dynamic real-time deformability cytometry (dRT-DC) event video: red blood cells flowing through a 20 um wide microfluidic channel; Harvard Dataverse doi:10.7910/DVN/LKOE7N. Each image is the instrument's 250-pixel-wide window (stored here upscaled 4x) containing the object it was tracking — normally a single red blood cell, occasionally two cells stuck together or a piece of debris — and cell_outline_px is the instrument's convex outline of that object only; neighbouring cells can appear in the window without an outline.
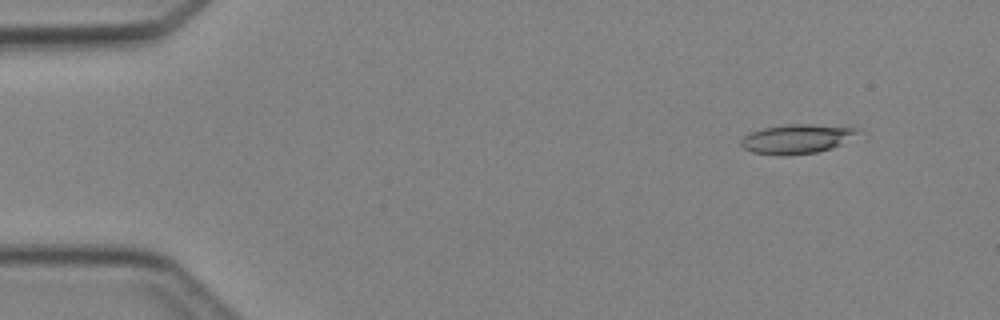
{"species": "Egyptian fruit bat (a non-hibernating species)", "species_latin": "Rousettus aegyptiacus", "temperature_condition": "cold", "stored_images_in_passage": 4, "camera_frame_rate_fps": 3000, "um_per_image_px": 0.085, "animal": {"sex": "female"}, "frame": {"image": 1, "passage_image": 2, "time_ms": 1.333, "image_size_px": [1000, 320], "cell_outline_px": [[860, 132], [840, 144], [832, 148], [816, 152], [752, 152], [744, 148], [740, 144], [740, 140], [744, 136], [752, 132], [764, 128], [792, 124], [808, 124], [860, 128]], "centroid_in_image_um": [67.76, 11.75], "position_along_channel_um": 17.2, "area_um2": 18.73}}
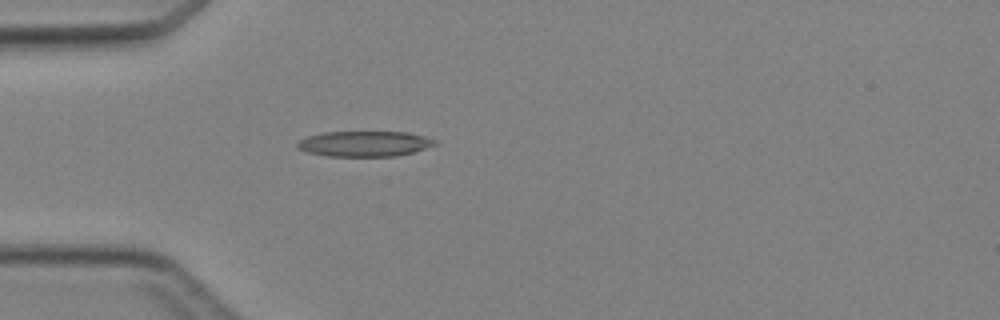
{"frame": {"image": 2, "passage_image": 4, "time_ms": 4.333, "image_size_px": [1000, 320], "cell_outline_px": [[440, 144], [412, 152], [396, 156], [328, 156], [304, 152], [296, 148], [296, 144], [300, 140], [308, 136], [324, 132], [408, 132], [424, 136], [436, 140]], "centroid_in_image_um": [30.98, 12.22], "position_along_channel_um": 54.0, "area_um2": 20.52}}